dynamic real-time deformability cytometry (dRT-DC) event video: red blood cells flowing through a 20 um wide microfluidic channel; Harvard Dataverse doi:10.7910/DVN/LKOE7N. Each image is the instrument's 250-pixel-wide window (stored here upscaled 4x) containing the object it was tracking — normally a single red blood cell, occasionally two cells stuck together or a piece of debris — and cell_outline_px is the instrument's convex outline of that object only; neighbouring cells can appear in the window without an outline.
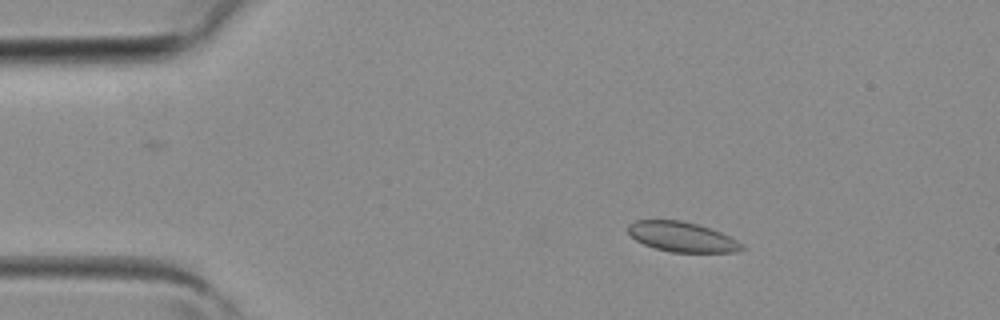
{"species": "common noctule bat (a hibernating species)", "species_latin": "Nyctalus noctula", "temperature_condition": "room temperature", "stored_images_in_passage": 3, "camera_frame_rate_fps": 3000, "um_per_image_px": 0.085, "animal": {"sex": "female", "body_mass_g": 19.3, "forearm_length_mm": 54.1}, "frame": {"image": 1, "passage_image": 2, "time_ms": 0.333, "image_size_px": [1000, 320], "cell_outline_px": [[748, 248], [736, 252], [672, 252], [656, 248], [644, 244], [636, 240], [628, 232], [628, 224], [636, 220], [680, 220], [696, 224], [720, 232], [744, 244]], "centroid_in_image_um": [57.99, 20.14], "position_along_channel_um": 27.0, "area_um2": 19.71}}